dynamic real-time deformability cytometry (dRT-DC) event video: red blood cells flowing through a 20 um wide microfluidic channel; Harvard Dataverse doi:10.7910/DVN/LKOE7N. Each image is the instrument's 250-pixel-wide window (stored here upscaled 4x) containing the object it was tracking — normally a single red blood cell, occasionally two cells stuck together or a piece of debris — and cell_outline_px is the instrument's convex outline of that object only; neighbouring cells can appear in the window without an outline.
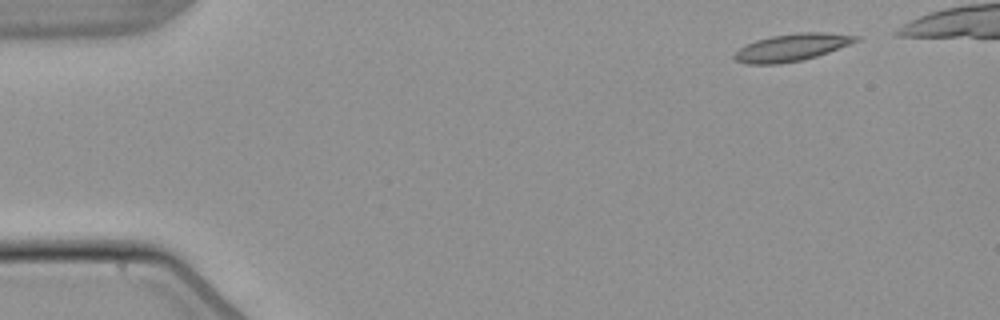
{"species": "common noctule bat (a hibernating species)", "species_latin": "Nyctalus noctula", "temperature_condition": "warm", "stored_images_in_passage": 10, "camera_frame_rate_fps": 3000, "um_per_image_px": 0.085, "animal": {"sex": "male", "body_mass_g": 21.5, "forearm_length_mm": 52.0}, "frame": {"image": 1, "passage_image": 1, "time_ms": 0.0, "image_size_px": [1000, 320], "cell_outline_px": [[860, 40], [828, 52], [816, 56], [800, 60], [776, 64], [748, 64], [736, 60], [732, 56], [740, 48], [756, 40], [768, 36], [796, 32], [824, 32], [860, 36]], "centroid_in_image_um": [67.3, 4.01], "position_along_channel_um": 17.7, "area_um2": 19.19}}